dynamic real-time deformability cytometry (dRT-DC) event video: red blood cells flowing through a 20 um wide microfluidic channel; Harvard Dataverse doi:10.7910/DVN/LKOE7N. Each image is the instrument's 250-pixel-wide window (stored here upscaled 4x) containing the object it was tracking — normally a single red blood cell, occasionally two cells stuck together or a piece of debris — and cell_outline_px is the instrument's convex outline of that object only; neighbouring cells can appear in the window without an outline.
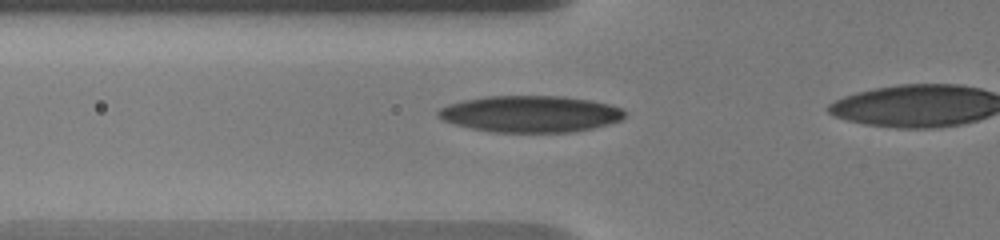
{"species": "human", "species_latin": "Homo sapiens", "temperature_condition": "warm", "stored_images_in_passage": 10, "segment_of_instrument_passage": [1, 2], "camera_frame_rate_fps": 3000, "um_per_image_px": 0.085, "donor": {"sex": "male"}, "frame": {"image": 1, "passage_image": 2, "time_ms": 0.333, "image_size_px": [1000, 240], "cell_outline_px": [[628, 112], [620, 120], [592, 128], [572, 132], [492, 132], [472, 128], [456, 124], [444, 120], [436, 116], [436, 112], [440, 108], [448, 104], [464, 100], [484, 96], [564, 96], [592, 100], [624, 108]], "centroid_in_image_um": [45.09, 9.67], "position_along_channel_um": 80.7, "area_um2": 39.82}}
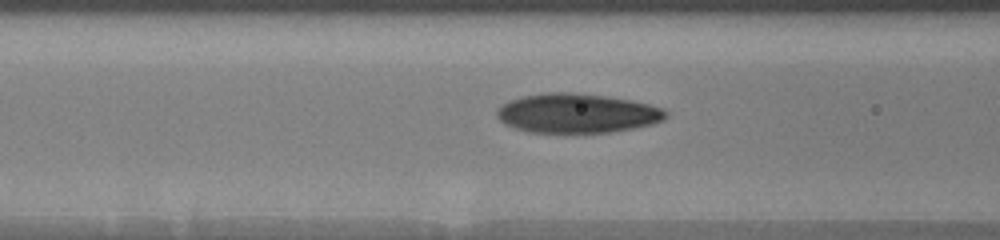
{"frame": {"image": 2, "passage_image": 5, "time_ms": 1.333, "image_size_px": [1000, 240], "cell_outline_px": [[668, 116], [664, 120], [652, 124], [632, 128], [608, 132], [528, 132], [504, 124], [496, 116], [496, 108], [508, 100], [524, 96], [548, 92], [568, 92], [608, 96], [632, 100], [664, 108], [668, 112]], "centroid_in_image_um": [49.04, 9.62], "position_along_channel_um": 117.6, "area_um2": 38.84}}
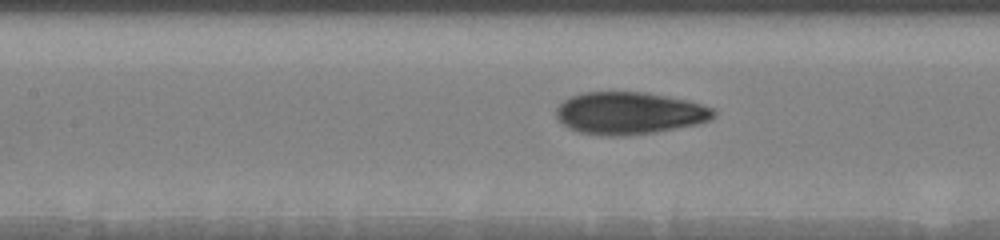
{"frame": {"image": 3, "passage_image": 7, "time_ms": 2.333, "image_size_px": [1000, 240], "cell_outline_px": [[716, 116], [712, 120], [696, 124], [656, 132], [624, 136], [600, 136], [580, 132], [568, 128], [556, 120], [556, 108], [564, 100], [572, 96], [584, 92], [648, 92], [688, 100], [712, 108], [716, 112]], "centroid_in_image_um": [53.48, 9.62], "position_along_channel_um": 153.9, "area_um2": 39.13}}